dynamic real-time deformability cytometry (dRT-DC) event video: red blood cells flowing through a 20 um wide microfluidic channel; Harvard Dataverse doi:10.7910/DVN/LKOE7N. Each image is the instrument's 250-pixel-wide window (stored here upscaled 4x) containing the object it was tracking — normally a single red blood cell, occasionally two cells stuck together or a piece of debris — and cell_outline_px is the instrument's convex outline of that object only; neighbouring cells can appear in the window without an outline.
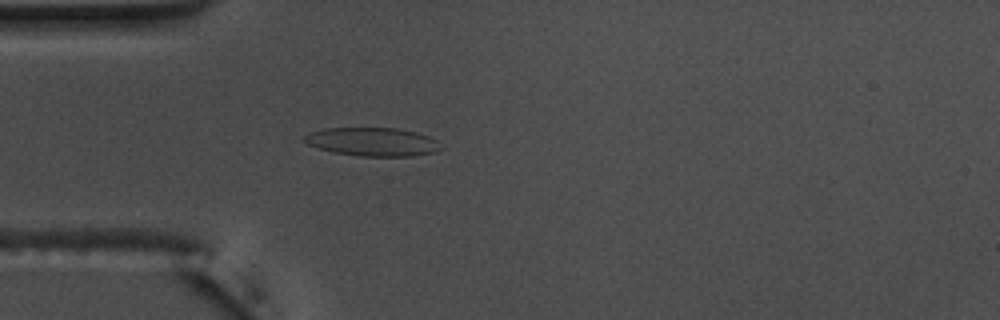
{"species": "common noctule bat (a hibernating species)", "species_latin": "Nyctalus noctula", "temperature_condition": "warm", "stored_images_in_passage": 54, "camera_frame_rate_fps": 3000, "um_per_image_px": 0.085, "animal": {"sex": "male", "body_mass_g": 17.5, "forearm_length_mm": 52.3}, "frame": {"image": 1, "passage_image": 15, "time_ms": 4.667, "image_size_px": [1000, 320], "cell_outline_px": [[444, 148], [436, 152], [412, 156], [360, 156], [332, 152], [308, 144], [304, 140], [304, 136], [312, 132], [324, 128], [396, 128], [416, 132], [428, 136], [436, 140]], "centroid_in_image_um": [31.71, 12.06], "position_along_channel_um": 53.3, "area_um2": 22.6}}
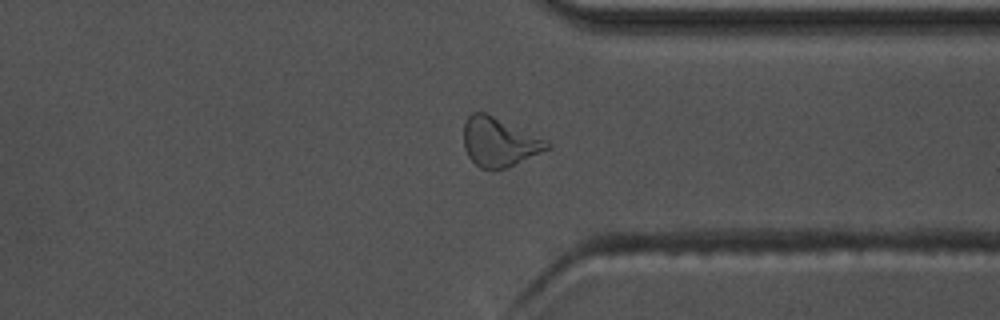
{"frame": {"image": 2, "passage_image": 41, "time_ms": 13.333, "image_size_px": [1000, 320], "cell_outline_px": [[552, 148], [504, 168], [480, 168], [468, 156], [464, 148], [464, 124], [468, 116], [472, 112], [484, 112], [548, 140], [552, 144]], "centroid_in_image_um": [42.44, 12.06], "position_along_channel_um": 369.0, "area_um2": 23.52}}
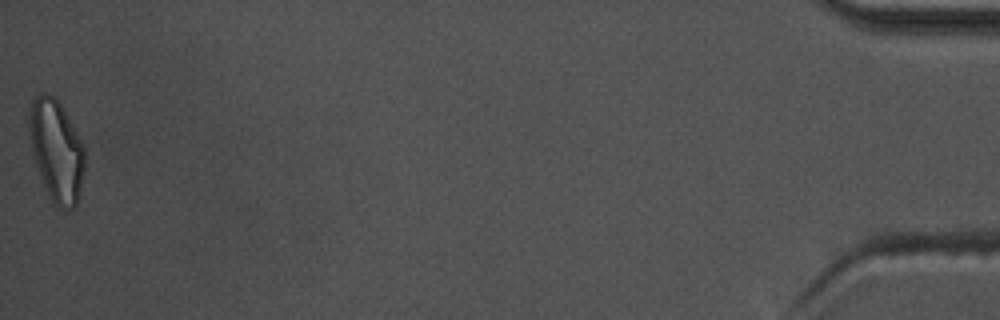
{"frame": {"image": 3, "passage_image": 54, "time_ms": 17.667, "image_size_px": [1000, 320], "cell_outline_px": [[84, 168], [80, 192], [76, 204], [72, 208], [60, 208], [52, 204], [36, 164], [28, 132], [28, 120], [32, 100], [40, 92], [44, 92], [52, 96], [60, 104], [84, 144]], "centroid_in_image_um": [4.79, 12.79], "position_along_channel_um": 430.4, "area_um2": 32.54}, "authors_computed_cell_mechanics": {"area_um2": 22.3975, "velocity_mm_per_s": 3.7361, "shape_relaxation_time_tau1_ms": 4.6013, "shape_relaxation_time_tau2_ms": 1.4682, "deformation_change_tau1": 0.1654, "deformation_change_tau2": 0.096}}